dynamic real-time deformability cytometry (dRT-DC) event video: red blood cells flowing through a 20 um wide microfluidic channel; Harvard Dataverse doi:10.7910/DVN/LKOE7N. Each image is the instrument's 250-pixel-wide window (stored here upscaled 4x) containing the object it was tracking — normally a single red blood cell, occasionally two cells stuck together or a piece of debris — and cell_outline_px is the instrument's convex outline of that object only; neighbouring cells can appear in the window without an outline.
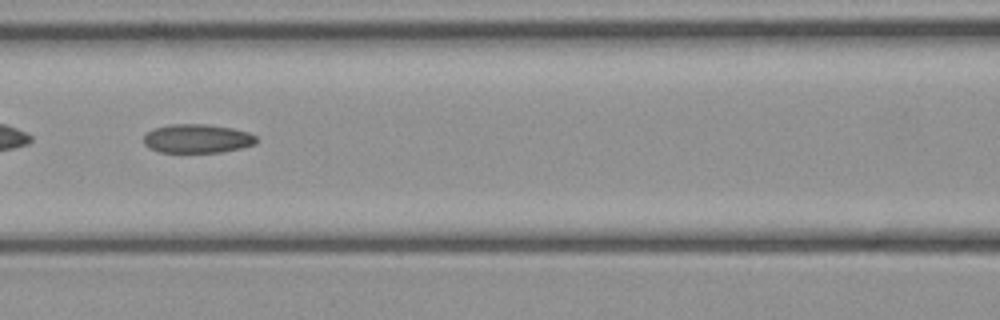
{"species": "common noctule bat (a hibernating species)", "species_latin": "Nyctalus noctula", "temperature_condition": "cold", "stored_images_in_passage": 37, "camera_frame_rate_fps": 3000, "um_per_image_px": 0.085, "animal": {"sex": "female", "body_mass_g": 21.9}, "frame": {"image": 1, "passage_image": 15, "time_ms": 4.667, "image_size_px": [1000, 320], "cell_outline_px": [[256, 144], [240, 148], [220, 152], [160, 152], [148, 148], [144, 144], [144, 136], [152, 128], [168, 124], [208, 124], [232, 128], [248, 132], [256, 136]], "centroid_in_image_um": [16.74, 11.77], "position_along_channel_um": 149.9, "area_um2": 19.02}}
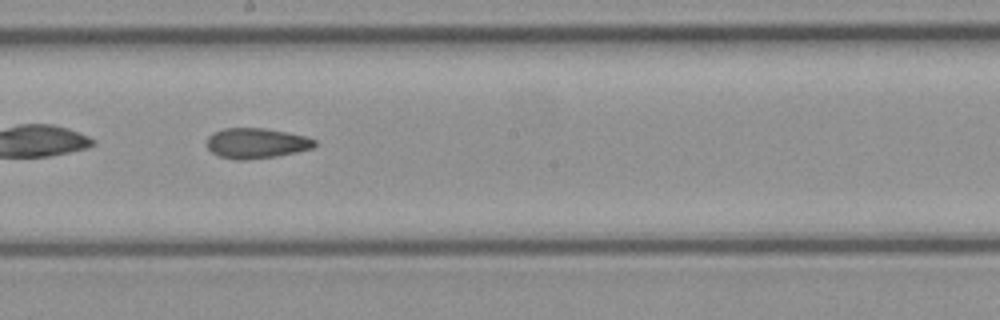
{"frame": {"image": 2, "passage_image": 20, "time_ms": 6.333, "image_size_px": [1000, 320], "cell_outline_px": [[316, 144], [312, 148], [296, 152], [276, 156], [244, 160], [236, 160], [220, 156], [212, 152], [208, 148], [208, 136], [212, 132], [224, 128], [264, 128], [304, 136], [316, 140]], "centroid_in_image_um": [21.76, 12.17], "position_along_channel_um": 226.4, "area_um2": 18.84}}
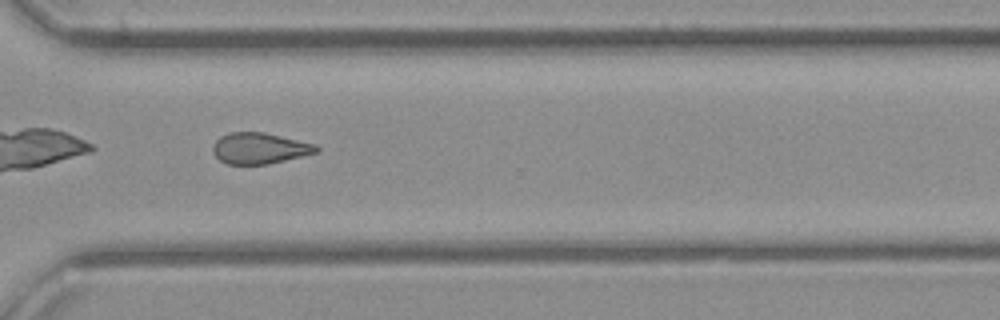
{"frame": {"image": 3, "passage_image": 28, "time_ms": 9.0, "image_size_px": [1000, 320], "cell_outline_px": [[320, 152], [268, 164], [228, 164], [220, 160], [212, 152], [212, 144], [220, 136], [228, 132], [264, 132], [316, 144], [320, 148]], "centroid_in_image_um": [22.07, 12.6], "position_along_channel_um": 348.5, "area_um2": 18.9}}